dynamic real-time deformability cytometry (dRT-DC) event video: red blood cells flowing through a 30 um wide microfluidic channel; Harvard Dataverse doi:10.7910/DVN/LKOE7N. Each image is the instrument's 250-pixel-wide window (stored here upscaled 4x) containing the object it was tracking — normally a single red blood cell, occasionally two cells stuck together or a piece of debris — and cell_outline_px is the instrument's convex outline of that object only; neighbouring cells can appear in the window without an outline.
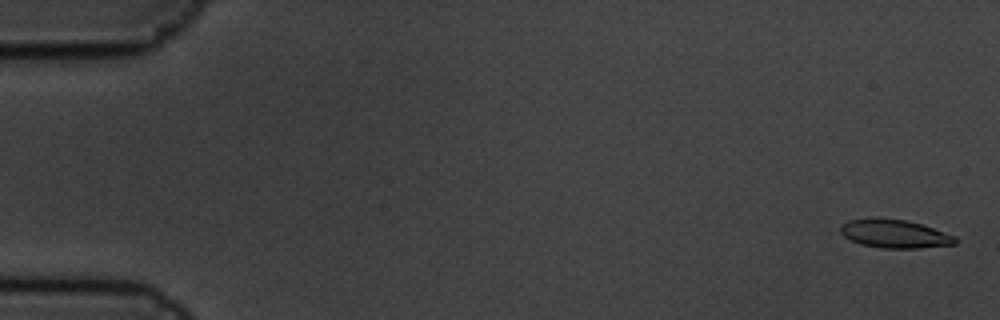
{"species": "common noctule bat (a hibernating species)", "species_latin": "Nyctalus noctula", "temperature_condition": "cold", "stored_images_in_passage": 9, "camera_frame_rate_fps": 3000, "um_per_image_px": 0.085, "animal": {"sex": "male", "body_mass_g": 19.5, "forearm_length_mm": 54.6}, "frame": {"image": 1, "passage_image": 1, "time_ms": 0.0, "image_size_px": [1000, 320], "cell_outline_px": [[956, 244], [920, 248], [880, 248], [860, 244], [844, 236], [840, 232], [840, 224], [848, 220], [872, 216], [876, 216], [908, 220], [956, 236]], "centroid_in_image_um": [75.99, 19.84], "position_along_channel_um": 9.0, "area_um2": 19.36}}
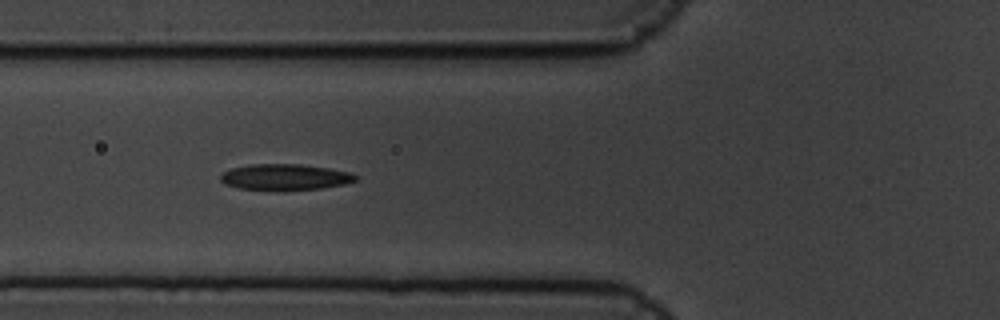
{"frame": {"image": 2, "passage_image": 7, "time_ms": 2.0, "image_size_px": [1000, 320], "cell_outline_px": [[360, 176], [356, 180], [344, 184], [320, 188], [240, 188], [224, 184], [220, 180], [220, 176], [224, 172], [232, 168], [248, 164], [300, 164], [328, 168], [352, 172]], "centroid_in_image_um": [24.26, 15.01], "position_along_channel_um": 101.5, "area_um2": 19.83}}
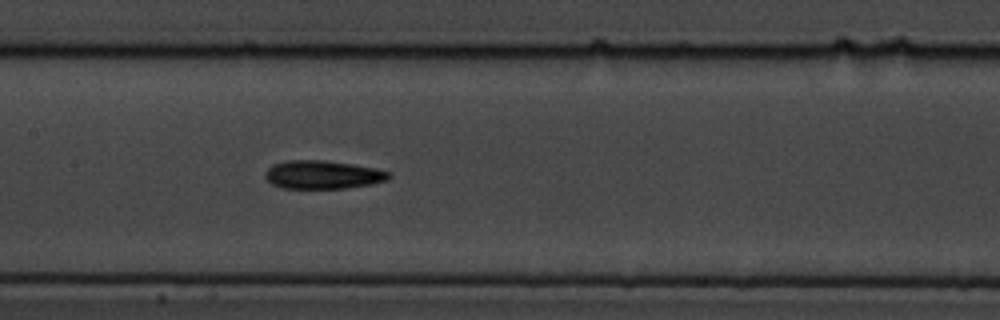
{"frame": {"image": 3, "passage_image": 9, "time_ms": 2.667, "image_size_px": [1000, 320], "cell_outline_px": [[392, 176], [388, 180], [372, 184], [344, 188], [280, 188], [272, 184], [264, 176], [264, 172], [272, 164], [288, 160], [324, 160], [352, 164], [376, 168], [392, 172]], "centroid_in_image_um": [27.45, 14.84], "position_along_channel_um": 180.0, "area_um2": 20.63}}